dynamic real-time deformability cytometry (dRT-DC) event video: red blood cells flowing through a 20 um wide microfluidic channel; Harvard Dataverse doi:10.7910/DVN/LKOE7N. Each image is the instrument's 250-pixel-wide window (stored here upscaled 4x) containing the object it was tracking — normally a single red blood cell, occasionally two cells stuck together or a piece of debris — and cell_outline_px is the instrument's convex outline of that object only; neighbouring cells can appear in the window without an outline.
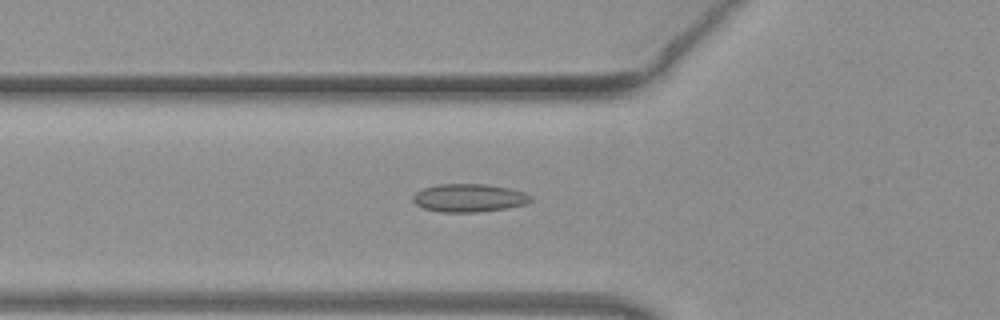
{"species": "common noctule bat (a hibernating species)", "species_latin": "Nyctalus noctula", "temperature_condition": "warm", "stored_images_in_passage": 48, "camera_frame_rate_fps": 3000, "um_per_image_px": 0.085, "animal": {"sex": "female", "body_mass_g": 19.3, "forearm_length_mm": 54.1}, "frame": {"image": 1, "passage_image": 15, "time_ms": 4.667, "image_size_px": [1000, 320], "cell_outline_px": [[532, 200], [524, 204], [508, 208], [476, 212], [440, 212], [424, 208], [416, 204], [412, 200], [412, 196], [416, 192], [424, 188], [436, 184], [484, 184], [508, 188], [524, 192], [532, 196]], "centroid_in_image_um": [39.85, 16.82], "position_along_channel_um": 86.0, "area_um2": 19.25}}
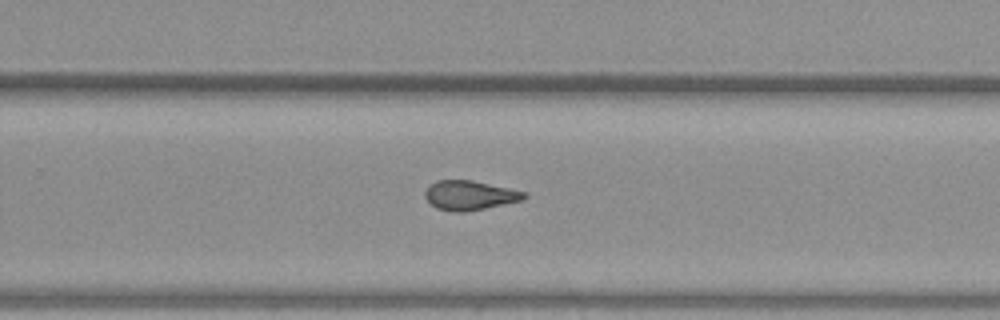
{"frame": {"image": 2, "passage_image": 30, "time_ms": 9.667, "image_size_px": [1000, 320], "cell_outline_px": [[528, 196], [524, 200], [468, 212], [448, 212], [436, 208], [424, 196], [424, 192], [436, 180], [472, 180], [528, 192]], "centroid_in_image_um": [39.97, 16.62], "position_along_channel_um": 289.8, "area_um2": 17.22}}
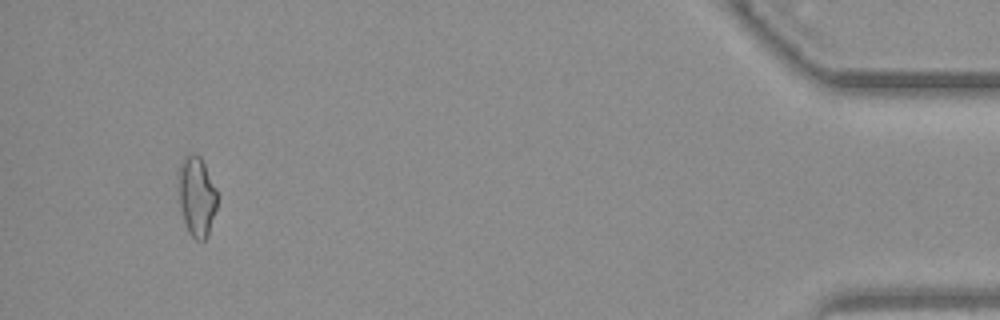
{"frame": {"image": 3, "passage_image": 45, "time_ms": 14.667, "image_size_px": [1000, 320], "cell_outline_px": [[216, 208], [208, 236], [204, 240], [196, 240], [188, 232], [176, 196], [176, 172], [184, 156], [192, 152], [200, 156], [216, 188]], "centroid_in_image_um": [16.65, 16.65], "position_along_channel_um": 418.6, "area_um2": 18.61}, "authors_computed_cell_mechanics": {"area_um2": 17.7157, "velocity_mm_per_s": 4.0793, "shape_relaxation_time_tau1_ms": null, "shape_relaxation_time_tau2_ms": 2.6958, "deformation_change_tau1": null, "deformation_change_tau2": 0.0981}}